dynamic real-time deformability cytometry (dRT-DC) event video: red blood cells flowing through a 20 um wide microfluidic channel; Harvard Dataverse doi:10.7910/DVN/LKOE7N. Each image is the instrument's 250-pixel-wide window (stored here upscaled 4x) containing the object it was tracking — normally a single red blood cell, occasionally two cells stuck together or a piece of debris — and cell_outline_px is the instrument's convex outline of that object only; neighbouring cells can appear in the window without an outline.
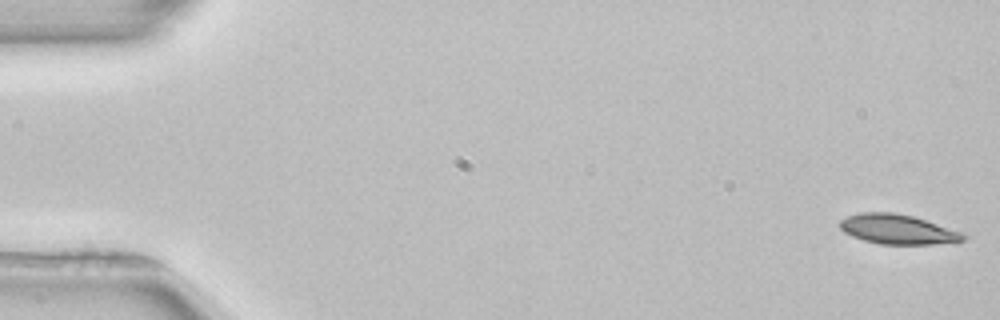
{"species": "common noctule bat (a hibernating species)", "species_latin": "Nyctalus noctula", "temperature_condition": "room temperature", "stored_images_in_passage": 15, "camera_frame_rate_fps": 3000, "um_per_image_px": 0.085, "animal": {"sex": "female", "body_mass_g": 22.7, "forearm_length_mm": 54.2}, "frame": {"image": 1, "passage_image": 1, "time_ms": 0.0, "image_size_px": [1000, 320], "cell_outline_px": [[968, 236], [964, 240], [956, 244], [880, 244], [864, 240], [852, 236], [844, 232], [836, 224], [840, 220], [848, 216], [860, 212], [892, 212], [912, 216], [960, 232]], "centroid_in_image_um": [76.3, 19.5], "position_along_channel_um": 8.7, "area_um2": 21.44}}
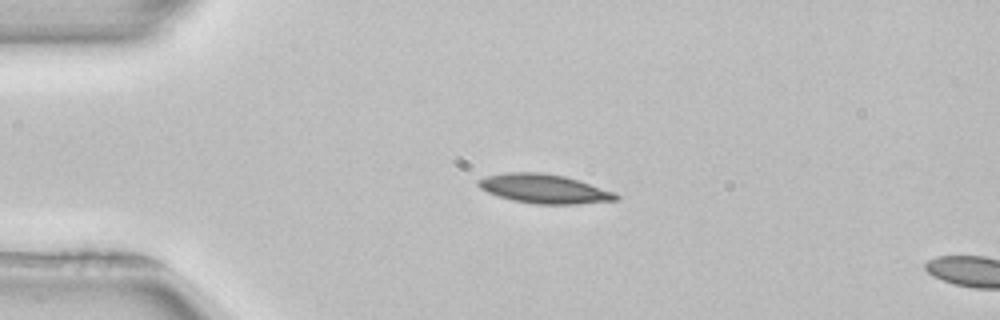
{"frame": {"image": 2, "passage_image": 12, "time_ms": 3.667, "image_size_px": [1000, 320], "cell_outline_px": [[620, 200], [580, 204], [536, 204], [512, 200], [488, 192], [480, 188], [476, 184], [476, 180], [484, 176], [508, 172], [540, 172], [564, 176], [580, 180], [616, 192], [620, 196]], "centroid_in_image_um": [46.29, 16.04], "position_along_channel_um": 38.7, "area_um2": 23.64}}